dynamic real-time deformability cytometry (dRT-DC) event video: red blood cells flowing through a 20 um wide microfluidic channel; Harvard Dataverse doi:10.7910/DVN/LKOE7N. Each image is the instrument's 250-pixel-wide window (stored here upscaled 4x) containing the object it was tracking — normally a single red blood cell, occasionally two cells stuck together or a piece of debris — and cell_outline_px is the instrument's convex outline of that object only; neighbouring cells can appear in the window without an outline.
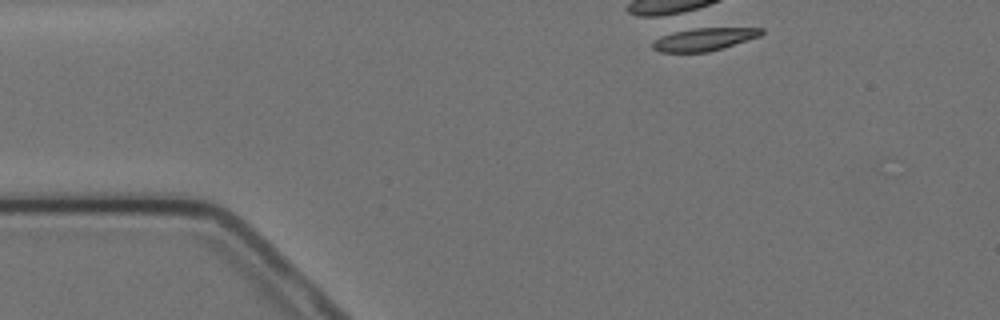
{"species": "Egyptian fruit bat (a non-hibernating species)", "species_latin": "Rousettus aegyptiacus", "temperature_condition": "cold", "stored_images_in_passage": 1, "camera_frame_rate_fps": 3000, "um_per_image_px": 0.085, "animal": {"sex": "female"}, "frame": {"image": 1, "passage_image": 1, "time_ms": 0.0, "image_size_px": [1000, 320], "cell_outline_px": [[764, 32], [760, 36], [708, 52], [660, 52], [652, 48], [652, 40], [660, 36], [676, 32], [696, 28], [764, 28]], "centroid_in_image_um": [59.82, 3.34], "position_along_channel_um": 25.2, "area_um2": 14.22}}